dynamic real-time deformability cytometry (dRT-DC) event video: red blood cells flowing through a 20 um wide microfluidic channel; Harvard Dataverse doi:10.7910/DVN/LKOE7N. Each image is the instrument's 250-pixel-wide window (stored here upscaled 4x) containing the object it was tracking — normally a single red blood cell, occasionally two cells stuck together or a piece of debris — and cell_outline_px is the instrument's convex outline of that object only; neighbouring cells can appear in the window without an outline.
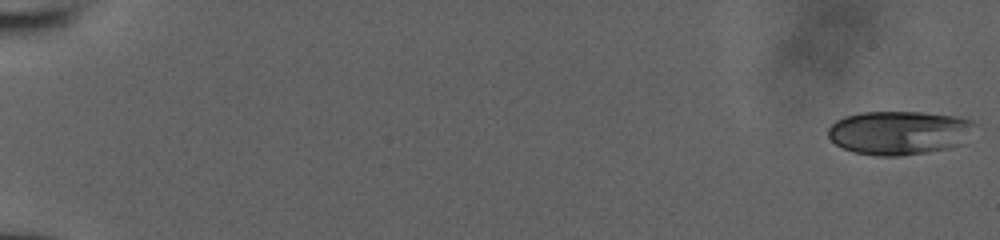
{"species": "human", "species_latin": "Homo sapiens", "temperature_condition": "room temperature", "stored_images_in_passage": 52, "camera_frame_rate_fps": 3000, "um_per_image_px": 0.085, "donor": {"sex": "male"}, "frame": {"image": 1, "passage_image": 1, "time_ms": 0.0, "image_size_px": [1000, 240], "cell_outline_px": [[976, 124], [960, 144], [952, 148], [896, 156], [876, 156], [856, 152], [844, 148], [836, 144], [828, 136], [828, 128], [836, 120], [844, 116], [860, 112], [924, 112], [956, 116], [972, 120]], "centroid_in_image_um": [76.41, 11.26], "position_along_channel_um": 8.6, "area_um2": 37.28}}
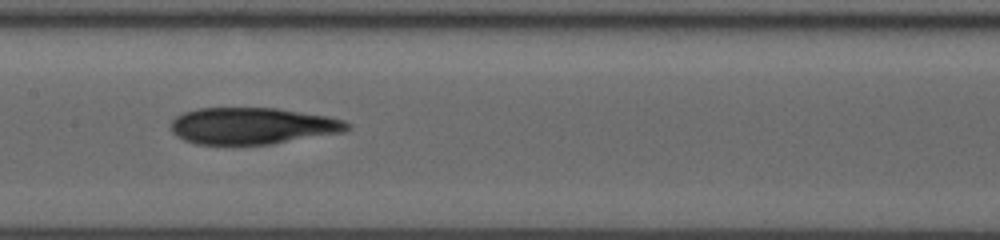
{"frame": {"image": 2, "passage_image": 29, "time_ms": 9.333, "image_size_px": [1000, 240], "cell_outline_px": [[352, 128], [344, 132], [272, 144], [196, 144], [184, 140], [176, 136], [172, 132], [168, 124], [176, 116], [184, 112], [196, 108], [276, 108], [328, 116], [344, 120], [352, 124]], "centroid_in_image_um": [21.46, 10.7], "position_along_channel_um": 185.9, "area_um2": 37.97}}
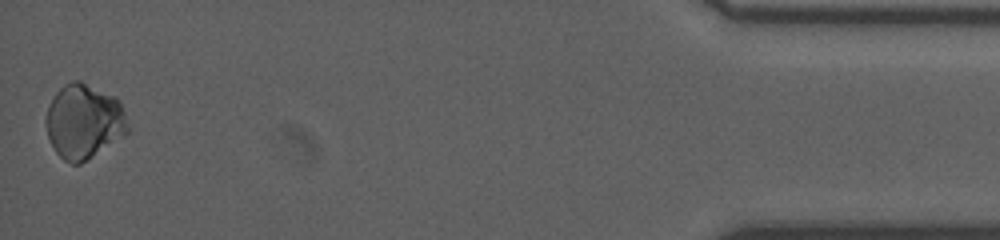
{"frame": {"image": 3, "passage_image": 52, "time_ms": 17.0, "image_size_px": [1000, 240], "cell_outline_px": [[132, 128], [124, 136], [80, 164], [72, 164], [64, 160], [56, 152], [48, 136], [44, 124], [44, 120], [48, 104], [52, 96], [64, 84], [72, 80], [80, 80], [116, 96], [120, 100]], "centroid_in_image_um": [7.15, 10.29], "position_along_channel_um": 428.1, "area_um2": 36.36}}